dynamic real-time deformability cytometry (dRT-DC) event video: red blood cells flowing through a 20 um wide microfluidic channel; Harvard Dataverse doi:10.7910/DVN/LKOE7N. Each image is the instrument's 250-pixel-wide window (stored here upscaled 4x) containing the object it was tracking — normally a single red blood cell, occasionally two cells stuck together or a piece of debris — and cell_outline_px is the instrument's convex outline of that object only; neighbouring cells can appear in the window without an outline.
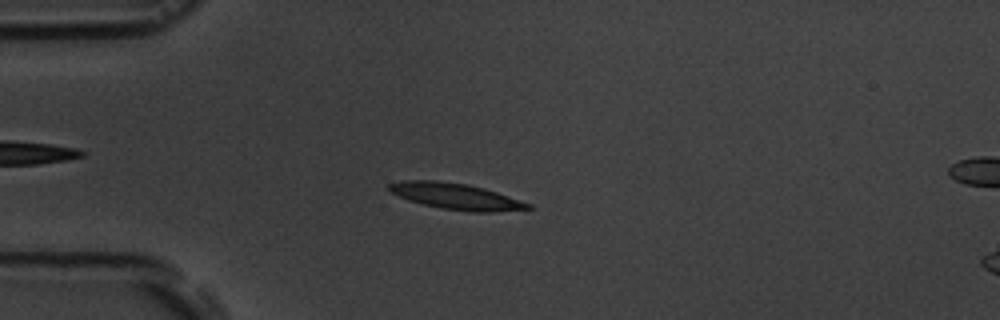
{"species": "common noctule bat (a hibernating species)", "species_latin": "Nyctalus noctula", "temperature_condition": "room temperature", "stored_images_in_passage": 4, "camera_frame_rate_fps": 3000, "um_per_image_px": 0.085, "animal": {"sex": "male", "body_mass_g": 19.5, "forearm_length_mm": 54.6}, "frame": {"image": 1, "passage_image": 3, "time_ms": 2.333, "image_size_px": [1000, 320], "cell_outline_px": [[532, 208], [492, 212], [468, 212], [440, 208], [408, 200], [388, 192], [388, 184], [400, 180], [440, 180], [468, 184], [484, 188], [532, 204]], "centroid_in_image_um": [38.7, 16.68], "position_along_channel_um": 46.3, "area_um2": 21.33}}